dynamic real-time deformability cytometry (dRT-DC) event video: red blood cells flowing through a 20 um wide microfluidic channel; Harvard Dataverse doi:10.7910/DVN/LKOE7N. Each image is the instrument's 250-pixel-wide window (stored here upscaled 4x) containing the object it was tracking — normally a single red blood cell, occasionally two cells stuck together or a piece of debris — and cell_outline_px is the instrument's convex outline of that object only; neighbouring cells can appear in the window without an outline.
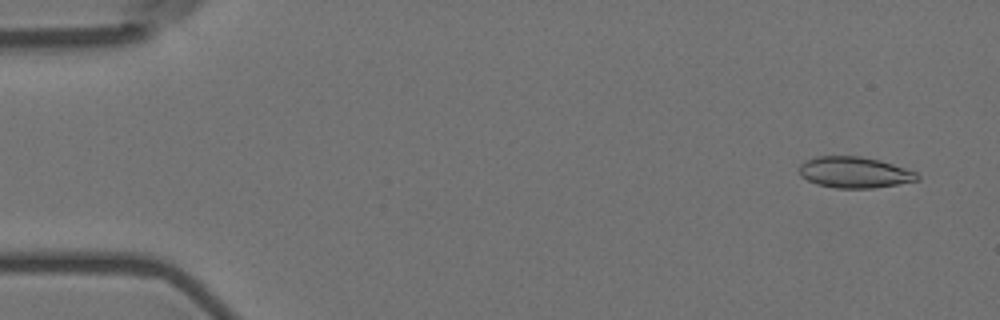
{"species": "Egyptian fruit bat (a non-hibernating species)", "species_latin": "Rousettus aegyptiacus", "temperature_condition": "room temperature", "stored_images_in_passage": 56, "camera_frame_rate_fps": 3000, "um_per_image_px": 0.085, "animal": {"sex": "female"}, "frame": {"image": 1, "passage_image": 3, "time_ms": 0.667, "image_size_px": [1000, 320], "cell_outline_px": [[920, 180], [872, 188], [836, 188], [816, 184], [800, 176], [800, 164], [816, 156], [860, 156], [880, 160], [916, 172], [920, 176]], "centroid_in_image_um": [72.63, 14.65], "position_along_channel_um": 12.4, "area_um2": 21.27}}
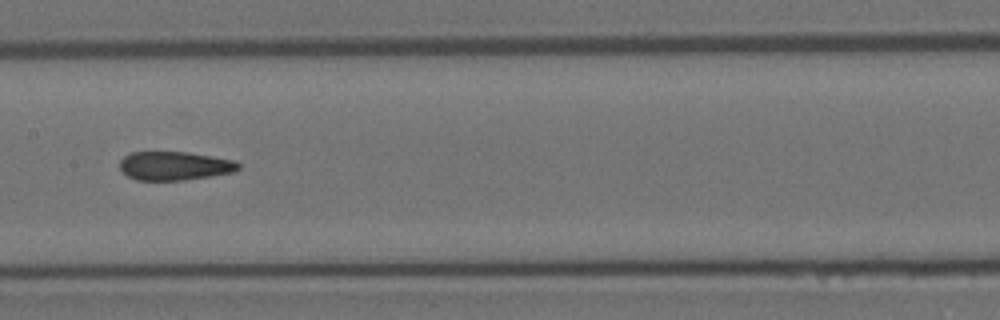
{"frame": {"image": 2, "passage_image": 28, "time_ms": 9.0, "image_size_px": [1000, 320], "cell_outline_px": [[240, 168], [236, 172], [184, 180], [136, 180], [128, 176], [120, 168], [120, 160], [128, 152], [188, 152], [236, 160], [240, 164]], "centroid_in_image_um": [14.87, 14.09], "position_along_channel_um": 192.5, "area_um2": 20.0}}
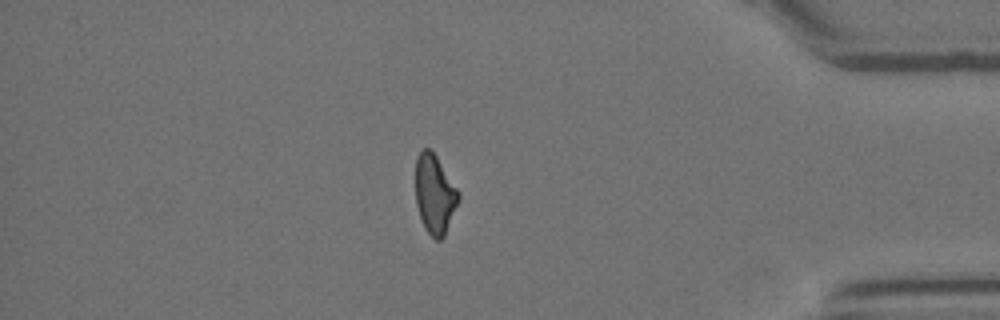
{"frame": {"image": 3, "passage_image": 48, "time_ms": 15.667, "image_size_px": [1000, 320], "cell_outline_px": [[460, 196], [444, 236], [440, 240], [436, 240], [424, 228], [416, 204], [416, 156], [424, 148], [428, 148], [436, 156], [460, 192]], "centroid_in_image_um": [36.94, 16.5], "position_along_channel_um": 398.3, "area_um2": 19.54}}